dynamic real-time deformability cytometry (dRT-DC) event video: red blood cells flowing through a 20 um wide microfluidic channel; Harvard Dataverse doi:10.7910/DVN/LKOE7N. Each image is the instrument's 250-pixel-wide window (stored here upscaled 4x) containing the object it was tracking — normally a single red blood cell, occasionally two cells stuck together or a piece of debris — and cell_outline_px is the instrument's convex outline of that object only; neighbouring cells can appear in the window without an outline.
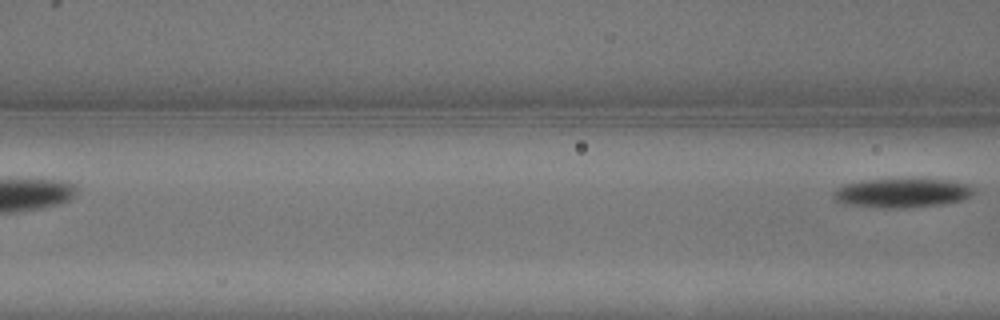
{"species": "common noctule bat (a hibernating species)", "species_latin": "Nyctalus noctula", "temperature_condition": "warm", "stored_images_in_passage": 9, "camera_frame_rate_fps": 3000, "um_per_image_px": 0.085, "animal": {"sex": "male", "body_mass_g": 13.3}, "frame": {"image": 1, "passage_image": 9, "time_ms": 2.667, "image_size_px": [1000, 320], "cell_outline_px": [[972, 192], [968, 196], [960, 200], [940, 204], [908, 208], [888, 208], [848, 204], [836, 200], [832, 196], [832, 192], [836, 188], [844, 184], [860, 180], [948, 180], [968, 184], [972, 188]], "centroid_in_image_um": [76.6, 16.4], "position_along_channel_um": 90.0, "area_um2": 23.29}}